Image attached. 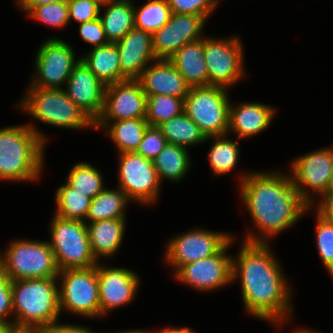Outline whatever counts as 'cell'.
<instances>
[{
  "label": "cell",
  "mask_w": 333,
  "mask_h": 333,
  "mask_svg": "<svg viewBox=\"0 0 333 333\" xmlns=\"http://www.w3.org/2000/svg\"><path fill=\"white\" fill-rule=\"evenodd\" d=\"M20 102L36 119L49 125L79 129L95 123L68 97L65 90L30 87Z\"/></svg>",
  "instance_id": "5"
},
{
  "label": "cell",
  "mask_w": 333,
  "mask_h": 333,
  "mask_svg": "<svg viewBox=\"0 0 333 333\" xmlns=\"http://www.w3.org/2000/svg\"><path fill=\"white\" fill-rule=\"evenodd\" d=\"M46 137L31 125L0 130V178L30 181L42 168Z\"/></svg>",
  "instance_id": "4"
},
{
  "label": "cell",
  "mask_w": 333,
  "mask_h": 333,
  "mask_svg": "<svg viewBox=\"0 0 333 333\" xmlns=\"http://www.w3.org/2000/svg\"><path fill=\"white\" fill-rule=\"evenodd\" d=\"M12 280L5 274L3 268H0V324H13L6 321L5 317L13 313L12 303Z\"/></svg>",
  "instance_id": "42"
},
{
  "label": "cell",
  "mask_w": 333,
  "mask_h": 333,
  "mask_svg": "<svg viewBox=\"0 0 333 333\" xmlns=\"http://www.w3.org/2000/svg\"><path fill=\"white\" fill-rule=\"evenodd\" d=\"M171 13L192 14L208 17L218 0H167Z\"/></svg>",
  "instance_id": "39"
},
{
  "label": "cell",
  "mask_w": 333,
  "mask_h": 333,
  "mask_svg": "<svg viewBox=\"0 0 333 333\" xmlns=\"http://www.w3.org/2000/svg\"><path fill=\"white\" fill-rule=\"evenodd\" d=\"M292 181L301 197L311 206L313 203L308 191H317L322 196L330 192L333 174V149H322L304 155L292 164ZM302 187H301V186Z\"/></svg>",
  "instance_id": "14"
},
{
  "label": "cell",
  "mask_w": 333,
  "mask_h": 333,
  "mask_svg": "<svg viewBox=\"0 0 333 333\" xmlns=\"http://www.w3.org/2000/svg\"><path fill=\"white\" fill-rule=\"evenodd\" d=\"M51 223L52 241L49 244L59 271L97 265L85 221L63 219L55 215Z\"/></svg>",
  "instance_id": "7"
},
{
  "label": "cell",
  "mask_w": 333,
  "mask_h": 333,
  "mask_svg": "<svg viewBox=\"0 0 333 333\" xmlns=\"http://www.w3.org/2000/svg\"><path fill=\"white\" fill-rule=\"evenodd\" d=\"M158 333H193L190 328H166L164 330H160Z\"/></svg>",
  "instance_id": "47"
},
{
  "label": "cell",
  "mask_w": 333,
  "mask_h": 333,
  "mask_svg": "<svg viewBox=\"0 0 333 333\" xmlns=\"http://www.w3.org/2000/svg\"><path fill=\"white\" fill-rule=\"evenodd\" d=\"M60 276L63 279L59 290L60 312L62 309H67L83 316H99L97 265L89 268L62 270L58 274V277Z\"/></svg>",
  "instance_id": "9"
},
{
  "label": "cell",
  "mask_w": 333,
  "mask_h": 333,
  "mask_svg": "<svg viewBox=\"0 0 333 333\" xmlns=\"http://www.w3.org/2000/svg\"><path fill=\"white\" fill-rule=\"evenodd\" d=\"M65 93L94 122L104 109L106 85L80 61L74 66L68 78Z\"/></svg>",
  "instance_id": "18"
},
{
  "label": "cell",
  "mask_w": 333,
  "mask_h": 333,
  "mask_svg": "<svg viewBox=\"0 0 333 333\" xmlns=\"http://www.w3.org/2000/svg\"><path fill=\"white\" fill-rule=\"evenodd\" d=\"M109 135L120 149L119 152H135L143 139L148 123L145 118H134L114 121L106 125Z\"/></svg>",
  "instance_id": "30"
},
{
  "label": "cell",
  "mask_w": 333,
  "mask_h": 333,
  "mask_svg": "<svg viewBox=\"0 0 333 333\" xmlns=\"http://www.w3.org/2000/svg\"><path fill=\"white\" fill-rule=\"evenodd\" d=\"M295 333H316V332H313V331H309V330H305V329H303V330H298L297 332H295Z\"/></svg>",
  "instance_id": "50"
},
{
  "label": "cell",
  "mask_w": 333,
  "mask_h": 333,
  "mask_svg": "<svg viewBox=\"0 0 333 333\" xmlns=\"http://www.w3.org/2000/svg\"><path fill=\"white\" fill-rule=\"evenodd\" d=\"M69 20L81 23L90 22L100 15L101 5L92 0H67Z\"/></svg>",
  "instance_id": "40"
},
{
  "label": "cell",
  "mask_w": 333,
  "mask_h": 333,
  "mask_svg": "<svg viewBox=\"0 0 333 333\" xmlns=\"http://www.w3.org/2000/svg\"><path fill=\"white\" fill-rule=\"evenodd\" d=\"M119 188L127 197L142 203L157 200L160 181L153 160L135 152L120 153Z\"/></svg>",
  "instance_id": "12"
},
{
  "label": "cell",
  "mask_w": 333,
  "mask_h": 333,
  "mask_svg": "<svg viewBox=\"0 0 333 333\" xmlns=\"http://www.w3.org/2000/svg\"><path fill=\"white\" fill-rule=\"evenodd\" d=\"M223 137L224 135L213 136L217 141L212 145L208 155L211 168L217 175L230 172L236 165L239 156L238 141L232 142Z\"/></svg>",
  "instance_id": "35"
},
{
  "label": "cell",
  "mask_w": 333,
  "mask_h": 333,
  "mask_svg": "<svg viewBox=\"0 0 333 333\" xmlns=\"http://www.w3.org/2000/svg\"><path fill=\"white\" fill-rule=\"evenodd\" d=\"M94 75L106 86L128 80L122 73L116 43L95 47L80 58Z\"/></svg>",
  "instance_id": "24"
},
{
  "label": "cell",
  "mask_w": 333,
  "mask_h": 333,
  "mask_svg": "<svg viewBox=\"0 0 333 333\" xmlns=\"http://www.w3.org/2000/svg\"><path fill=\"white\" fill-rule=\"evenodd\" d=\"M20 8L28 12L32 7L45 5L48 3L57 2L60 0H17Z\"/></svg>",
  "instance_id": "45"
},
{
  "label": "cell",
  "mask_w": 333,
  "mask_h": 333,
  "mask_svg": "<svg viewBox=\"0 0 333 333\" xmlns=\"http://www.w3.org/2000/svg\"><path fill=\"white\" fill-rule=\"evenodd\" d=\"M223 233L193 230L169 242L166 260L176 270L187 263L205 259L217 254L232 238Z\"/></svg>",
  "instance_id": "15"
},
{
  "label": "cell",
  "mask_w": 333,
  "mask_h": 333,
  "mask_svg": "<svg viewBox=\"0 0 333 333\" xmlns=\"http://www.w3.org/2000/svg\"><path fill=\"white\" fill-rule=\"evenodd\" d=\"M241 180V196L262 235H276L310 209L296 190L292 176L253 173Z\"/></svg>",
  "instance_id": "2"
},
{
  "label": "cell",
  "mask_w": 333,
  "mask_h": 333,
  "mask_svg": "<svg viewBox=\"0 0 333 333\" xmlns=\"http://www.w3.org/2000/svg\"><path fill=\"white\" fill-rule=\"evenodd\" d=\"M147 96L137 79H128L106 86L104 109L94 127L109 124L108 120L145 118Z\"/></svg>",
  "instance_id": "13"
},
{
  "label": "cell",
  "mask_w": 333,
  "mask_h": 333,
  "mask_svg": "<svg viewBox=\"0 0 333 333\" xmlns=\"http://www.w3.org/2000/svg\"><path fill=\"white\" fill-rule=\"evenodd\" d=\"M79 32L84 41L93 44L94 48L108 44L100 18L81 23Z\"/></svg>",
  "instance_id": "41"
},
{
  "label": "cell",
  "mask_w": 333,
  "mask_h": 333,
  "mask_svg": "<svg viewBox=\"0 0 333 333\" xmlns=\"http://www.w3.org/2000/svg\"><path fill=\"white\" fill-rule=\"evenodd\" d=\"M88 225L90 247L96 260L99 255L111 256L118 250L123 238L125 219L98 220Z\"/></svg>",
  "instance_id": "25"
},
{
  "label": "cell",
  "mask_w": 333,
  "mask_h": 333,
  "mask_svg": "<svg viewBox=\"0 0 333 333\" xmlns=\"http://www.w3.org/2000/svg\"><path fill=\"white\" fill-rule=\"evenodd\" d=\"M137 79L146 95H168L185 98L190 86L168 59H156Z\"/></svg>",
  "instance_id": "21"
},
{
  "label": "cell",
  "mask_w": 333,
  "mask_h": 333,
  "mask_svg": "<svg viewBox=\"0 0 333 333\" xmlns=\"http://www.w3.org/2000/svg\"><path fill=\"white\" fill-rule=\"evenodd\" d=\"M146 96L145 119L150 126H158L184 112V98L162 94Z\"/></svg>",
  "instance_id": "32"
},
{
  "label": "cell",
  "mask_w": 333,
  "mask_h": 333,
  "mask_svg": "<svg viewBox=\"0 0 333 333\" xmlns=\"http://www.w3.org/2000/svg\"><path fill=\"white\" fill-rule=\"evenodd\" d=\"M266 242L248 235L238 258L232 259V280L240 275L243 301L251 315L277 322L293 309L288 283Z\"/></svg>",
  "instance_id": "1"
},
{
  "label": "cell",
  "mask_w": 333,
  "mask_h": 333,
  "mask_svg": "<svg viewBox=\"0 0 333 333\" xmlns=\"http://www.w3.org/2000/svg\"><path fill=\"white\" fill-rule=\"evenodd\" d=\"M38 75L31 87L44 89H61L66 83L74 66L80 61L75 60L72 48L65 41L52 38L45 41L36 55Z\"/></svg>",
  "instance_id": "10"
},
{
  "label": "cell",
  "mask_w": 333,
  "mask_h": 333,
  "mask_svg": "<svg viewBox=\"0 0 333 333\" xmlns=\"http://www.w3.org/2000/svg\"><path fill=\"white\" fill-rule=\"evenodd\" d=\"M317 248L322 262L333 277V223L317 212Z\"/></svg>",
  "instance_id": "37"
},
{
  "label": "cell",
  "mask_w": 333,
  "mask_h": 333,
  "mask_svg": "<svg viewBox=\"0 0 333 333\" xmlns=\"http://www.w3.org/2000/svg\"><path fill=\"white\" fill-rule=\"evenodd\" d=\"M18 333H41L40 331H19Z\"/></svg>",
  "instance_id": "51"
},
{
  "label": "cell",
  "mask_w": 333,
  "mask_h": 333,
  "mask_svg": "<svg viewBox=\"0 0 333 333\" xmlns=\"http://www.w3.org/2000/svg\"><path fill=\"white\" fill-rule=\"evenodd\" d=\"M116 45L121 73L127 79H138L148 62L157 59L153 51L152 34L142 29L134 27Z\"/></svg>",
  "instance_id": "20"
},
{
  "label": "cell",
  "mask_w": 333,
  "mask_h": 333,
  "mask_svg": "<svg viewBox=\"0 0 333 333\" xmlns=\"http://www.w3.org/2000/svg\"><path fill=\"white\" fill-rule=\"evenodd\" d=\"M100 315L131 301L137 290L136 273L124 268H106L97 263Z\"/></svg>",
  "instance_id": "19"
},
{
  "label": "cell",
  "mask_w": 333,
  "mask_h": 333,
  "mask_svg": "<svg viewBox=\"0 0 333 333\" xmlns=\"http://www.w3.org/2000/svg\"><path fill=\"white\" fill-rule=\"evenodd\" d=\"M122 333H151V332H147V331L145 332V331H140V330H139V331H138V330H137V331L132 330V331H124V332H122ZM157 333H158V332H157Z\"/></svg>",
  "instance_id": "48"
},
{
  "label": "cell",
  "mask_w": 333,
  "mask_h": 333,
  "mask_svg": "<svg viewBox=\"0 0 333 333\" xmlns=\"http://www.w3.org/2000/svg\"><path fill=\"white\" fill-rule=\"evenodd\" d=\"M170 16L167 0H151L139 11H134V27L153 35L169 21Z\"/></svg>",
  "instance_id": "33"
},
{
  "label": "cell",
  "mask_w": 333,
  "mask_h": 333,
  "mask_svg": "<svg viewBox=\"0 0 333 333\" xmlns=\"http://www.w3.org/2000/svg\"><path fill=\"white\" fill-rule=\"evenodd\" d=\"M275 110L261 103H245L229 107V130H235L239 138L251 137L265 130Z\"/></svg>",
  "instance_id": "23"
},
{
  "label": "cell",
  "mask_w": 333,
  "mask_h": 333,
  "mask_svg": "<svg viewBox=\"0 0 333 333\" xmlns=\"http://www.w3.org/2000/svg\"><path fill=\"white\" fill-rule=\"evenodd\" d=\"M129 198L120 188L119 190L104 189L91 200L89 211L85 219L90 223L105 219H124V208Z\"/></svg>",
  "instance_id": "29"
},
{
  "label": "cell",
  "mask_w": 333,
  "mask_h": 333,
  "mask_svg": "<svg viewBox=\"0 0 333 333\" xmlns=\"http://www.w3.org/2000/svg\"><path fill=\"white\" fill-rule=\"evenodd\" d=\"M169 60L190 87L208 86L204 38L186 43Z\"/></svg>",
  "instance_id": "22"
},
{
  "label": "cell",
  "mask_w": 333,
  "mask_h": 333,
  "mask_svg": "<svg viewBox=\"0 0 333 333\" xmlns=\"http://www.w3.org/2000/svg\"><path fill=\"white\" fill-rule=\"evenodd\" d=\"M92 1H95V2H97V3H99L100 5L103 6L109 0H92Z\"/></svg>",
  "instance_id": "49"
},
{
  "label": "cell",
  "mask_w": 333,
  "mask_h": 333,
  "mask_svg": "<svg viewBox=\"0 0 333 333\" xmlns=\"http://www.w3.org/2000/svg\"><path fill=\"white\" fill-rule=\"evenodd\" d=\"M66 182L77 192L92 199L105 189L100 172L88 163L76 164L70 170Z\"/></svg>",
  "instance_id": "34"
},
{
  "label": "cell",
  "mask_w": 333,
  "mask_h": 333,
  "mask_svg": "<svg viewBox=\"0 0 333 333\" xmlns=\"http://www.w3.org/2000/svg\"><path fill=\"white\" fill-rule=\"evenodd\" d=\"M57 277L16 280L11 283L15 325L19 331H42L60 314Z\"/></svg>",
  "instance_id": "3"
},
{
  "label": "cell",
  "mask_w": 333,
  "mask_h": 333,
  "mask_svg": "<svg viewBox=\"0 0 333 333\" xmlns=\"http://www.w3.org/2000/svg\"><path fill=\"white\" fill-rule=\"evenodd\" d=\"M92 198L77 192L67 183L56 192V216L63 219L84 221L87 217ZM84 219V220H83Z\"/></svg>",
  "instance_id": "31"
},
{
  "label": "cell",
  "mask_w": 333,
  "mask_h": 333,
  "mask_svg": "<svg viewBox=\"0 0 333 333\" xmlns=\"http://www.w3.org/2000/svg\"><path fill=\"white\" fill-rule=\"evenodd\" d=\"M324 199L319 204L318 213L327 221L333 223V192L323 195Z\"/></svg>",
  "instance_id": "44"
},
{
  "label": "cell",
  "mask_w": 333,
  "mask_h": 333,
  "mask_svg": "<svg viewBox=\"0 0 333 333\" xmlns=\"http://www.w3.org/2000/svg\"><path fill=\"white\" fill-rule=\"evenodd\" d=\"M104 5L108 8L99 18L108 42L116 43L134 28L135 8L129 0H109Z\"/></svg>",
  "instance_id": "26"
},
{
  "label": "cell",
  "mask_w": 333,
  "mask_h": 333,
  "mask_svg": "<svg viewBox=\"0 0 333 333\" xmlns=\"http://www.w3.org/2000/svg\"><path fill=\"white\" fill-rule=\"evenodd\" d=\"M7 249L1 267L12 281L58 277L60 271L49 242L19 240Z\"/></svg>",
  "instance_id": "8"
},
{
  "label": "cell",
  "mask_w": 333,
  "mask_h": 333,
  "mask_svg": "<svg viewBox=\"0 0 333 333\" xmlns=\"http://www.w3.org/2000/svg\"><path fill=\"white\" fill-rule=\"evenodd\" d=\"M18 328L13 324H0V333H18Z\"/></svg>",
  "instance_id": "46"
},
{
  "label": "cell",
  "mask_w": 333,
  "mask_h": 333,
  "mask_svg": "<svg viewBox=\"0 0 333 333\" xmlns=\"http://www.w3.org/2000/svg\"><path fill=\"white\" fill-rule=\"evenodd\" d=\"M231 239L217 254L187 263L176 270L175 277L198 290L217 289L232 280V259L225 254Z\"/></svg>",
  "instance_id": "16"
},
{
  "label": "cell",
  "mask_w": 333,
  "mask_h": 333,
  "mask_svg": "<svg viewBox=\"0 0 333 333\" xmlns=\"http://www.w3.org/2000/svg\"><path fill=\"white\" fill-rule=\"evenodd\" d=\"M207 17L171 13L169 21L152 35L157 59H170L186 43L201 39L199 35Z\"/></svg>",
  "instance_id": "17"
},
{
  "label": "cell",
  "mask_w": 333,
  "mask_h": 333,
  "mask_svg": "<svg viewBox=\"0 0 333 333\" xmlns=\"http://www.w3.org/2000/svg\"><path fill=\"white\" fill-rule=\"evenodd\" d=\"M157 127L166 138L167 143L185 148L206 140L199 126L184 112L168 121H164Z\"/></svg>",
  "instance_id": "28"
},
{
  "label": "cell",
  "mask_w": 333,
  "mask_h": 333,
  "mask_svg": "<svg viewBox=\"0 0 333 333\" xmlns=\"http://www.w3.org/2000/svg\"><path fill=\"white\" fill-rule=\"evenodd\" d=\"M242 54V46L237 37L219 41L204 38L208 85L226 88L236 83L244 74Z\"/></svg>",
  "instance_id": "11"
},
{
  "label": "cell",
  "mask_w": 333,
  "mask_h": 333,
  "mask_svg": "<svg viewBox=\"0 0 333 333\" xmlns=\"http://www.w3.org/2000/svg\"><path fill=\"white\" fill-rule=\"evenodd\" d=\"M167 144L166 138L157 126H150L145 130L144 136L135 153L144 158L154 160Z\"/></svg>",
  "instance_id": "38"
},
{
  "label": "cell",
  "mask_w": 333,
  "mask_h": 333,
  "mask_svg": "<svg viewBox=\"0 0 333 333\" xmlns=\"http://www.w3.org/2000/svg\"><path fill=\"white\" fill-rule=\"evenodd\" d=\"M330 192H333V174H332V181H331V188H330Z\"/></svg>",
  "instance_id": "52"
},
{
  "label": "cell",
  "mask_w": 333,
  "mask_h": 333,
  "mask_svg": "<svg viewBox=\"0 0 333 333\" xmlns=\"http://www.w3.org/2000/svg\"><path fill=\"white\" fill-rule=\"evenodd\" d=\"M189 161L185 147L167 143L153 160L159 181L164 177L171 181H179L188 171Z\"/></svg>",
  "instance_id": "27"
},
{
  "label": "cell",
  "mask_w": 333,
  "mask_h": 333,
  "mask_svg": "<svg viewBox=\"0 0 333 333\" xmlns=\"http://www.w3.org/2000/svg\"><path fill=\"white\" fill-rule=\"evenodd\" d=\"M28 14L37 21L53 27H63L69 23L68 2L60 0L41 6L32 7Z\"/></svg>",
  "instance_id": "36"
},
{
  "label": "cell",
  "mask_w": 333,
  "mask_h": 333,
  "mask_svg": "<svg viewBox=\"0 0 333 333\" xmlns=\"http://www.w3.org/2000/svg\"><path fill=\"white\" fill-rule=\"evenodd\" d=\"M41 333H92L89 329L85 327L75 326V325H63L57 322L49 325Z\"/></svg>",
  "instance_id": "43"
},
{
  "label": "cell",
  "mask_w": 333,
  "mask_h": 333,
  "mask_svg": "<svg viewBox=\"0 0 333 333\" xmlns=\"http://www.w3.org/2000/svg\"><path fill=\"white\" fill-rule=\"evenodd\" d=\"M224 89L214 85L190 87L184 98V113L199 126L206 140L228 132L230 103Z\"/></svg>",
  "instance_id": "6"
}]
</instances>
